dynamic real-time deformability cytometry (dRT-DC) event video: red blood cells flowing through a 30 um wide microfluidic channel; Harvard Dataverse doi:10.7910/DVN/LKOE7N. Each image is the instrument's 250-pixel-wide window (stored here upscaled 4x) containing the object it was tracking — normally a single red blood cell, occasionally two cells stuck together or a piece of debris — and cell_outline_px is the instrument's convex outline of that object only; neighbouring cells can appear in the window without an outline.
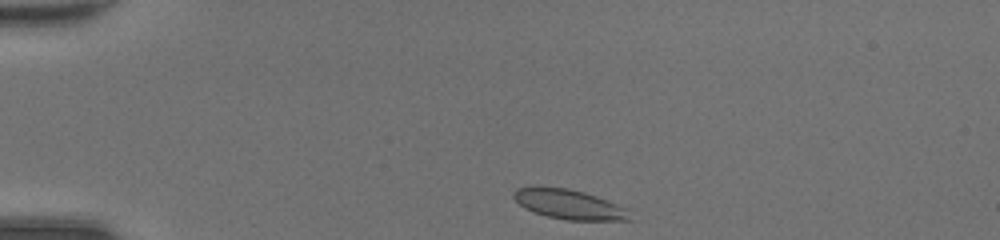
{"species": "common noctule bat (a hibernating species)", "species_latin": "Nyctalus noctula", "temperature_condition": "room temperature", "stored_images_in_passage": 38, "camera_frame_rate_fps": 3000, "um_per_image_px": 0.085, "animal": {"sex": "female", "body_mass_g": 20.0, "forearm_length_mm": 54.0}, "frame": {"image": 1, "passage_image": 1, "time_ms": 0.0, "image_size_px": [1000, 240], "cell_outline_px": [[636, 220], [568, 220], [548, 216], [532, 212], [524, 208], [512, 196], [512, 192], [516, 188], [536, 184], [568, 188], [584, 192], [596, 196], [628, 208]], "centroid_in_image_um": [48.36, 17.34], "position_along_channel_um": 36.6, "area_um2": 20.75}}
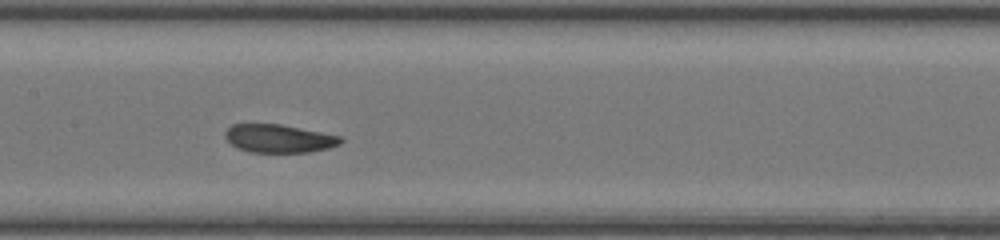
{"frame": {"image": 2, "passage_image": 15, "time_ms": 4.667, "image_size_px": [1000, 240], "cell_outline_px": [[344, 140], [340, 144], [328, 148], [308, 152], [248, 152], [236, 148], [224, 136], [224, 132], [232, 124], [280, 124], [344, 136]], "centroid_in_image_um": [23.73, 11.77], "position_along_channel_um": 183.7, "area_um2": 19.13}}
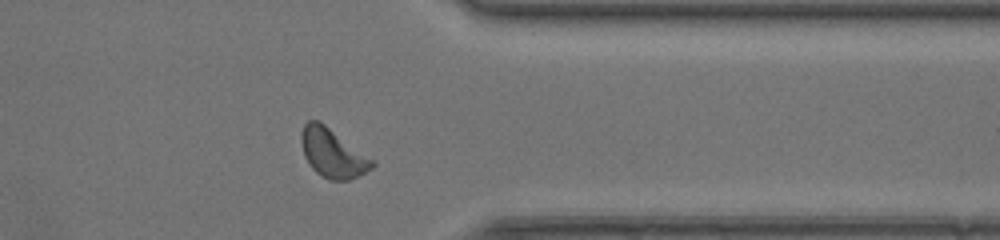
{"frame": {"image": 3, "passage_image": 29, "time_ms": 9.333, "image_size_px": [1000, 240], "cell_outline_px": [[376, 164], [372, 168], [348, 180], [328, 180], [316, 172], [312, 168], [304, 156], [300, 140], [300, 136], [304, 124], [308, 120], [320, 120], [376, 160]], "centroid_in_image_um": [28.28, 12.98], "position_along_channel_um": 383.1, "area_um2": 20.46}, "authors_computed_cell_mechanics": {"area_um2": 19.4786, "velocity_mm_per_s": 4.3888, "shape_relaxation_time_tau1_ms": 2.5563, "shape_relaxation_time_tau2_ms": 1.6882, "deformation_change_tau1": 0.1025, "deformation_change_tau2": 0.0809}}